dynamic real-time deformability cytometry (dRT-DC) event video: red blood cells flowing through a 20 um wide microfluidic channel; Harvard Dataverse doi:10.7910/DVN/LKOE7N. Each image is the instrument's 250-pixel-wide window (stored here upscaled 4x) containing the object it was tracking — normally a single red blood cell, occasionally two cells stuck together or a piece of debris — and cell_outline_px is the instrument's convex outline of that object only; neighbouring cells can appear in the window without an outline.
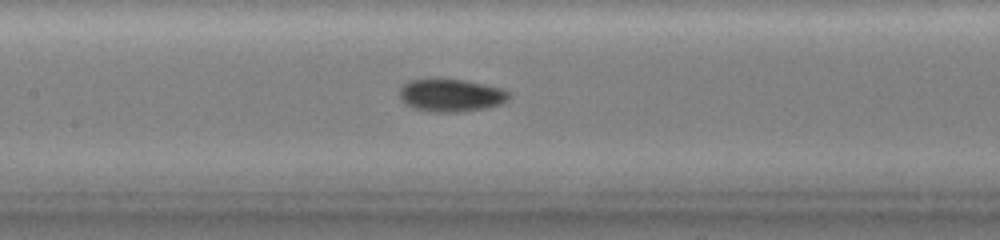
{"species": "common noctule bat (a hibernating species)", "species_latin": "Nyctalus noctula", "temperature_condition": "warm", "stored_images_in_passage": 69, "camera_frame_rate_fps": 3000, "um_per_image_px": 0.085, "animal": {"sex": "female", "body_mass_g": 19.0, "forearm_length_mm": 51.5}, "frame": {"image": 1, "passage_image": 29, "time_ms": 8.667, "image_size_px": [1000, 240], "cell_outline_px": [[508, 96], [500, 104], [480, 108], [452, 112], [436, 112], [416, 108], [408, 104], [404, 100], [400, 92], [404, 84], [412, 80], [460, 80], [500, 88], [508, 92]], "centroid_in_image_um": [38.32, 8.1], "position_along_channel_um": 169.1, "area_um2": 19.54}}
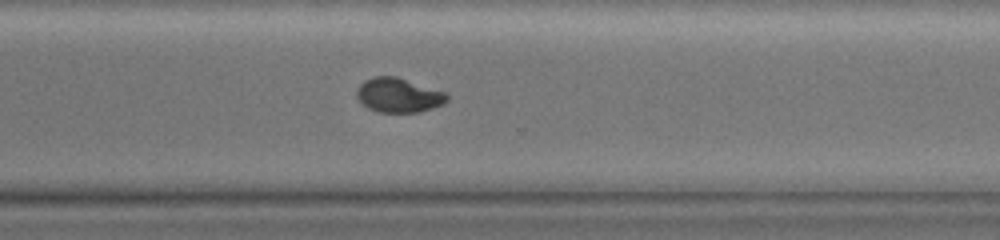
{"frame": {"image": 2, "passage_image": 49, "time_ms": 13.333, "image_size_px": [1000, 240], "cell_outline_px": [[448, 100], [444, 104], [432, 108], [416, 112], [376, 112], [368, 108], [356, 96], [356, 88], [364, 80], [372, 76], [396, 76], [448, 92]], "centroid_in_image_um": [33.89, 8.07], "position_along_channel_um": 336.7, "area_um2": 18.32}}
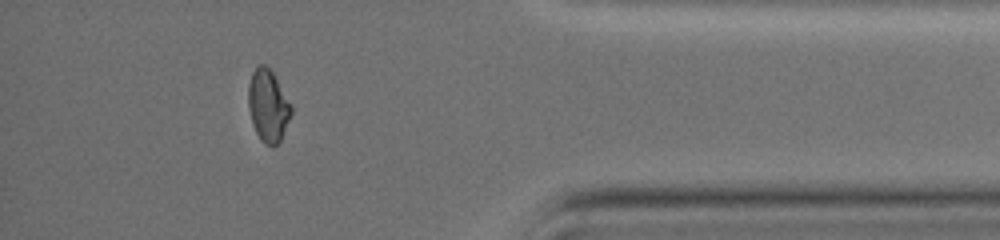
{"frame": {"image": 3, "passage_image": 60, "time_ms": 16.0, "image_size_px": [1000, 240], "cell_outline_px": [[292, 112], [280, 140], [272, 148], [264, 144], [260, 140], [252, 124], [248, 108], [248, 84], [252, 72], [260, 64], [264, 64], [272, 72], [292, 104]], "centroid_in_image_um": [22.77, 9.0], "position_along_channel_um": 412.4, "area_um2": 18.09}, "authors_computed_cell_mechanics": {"area_um2": 18.6116, "velocity_mm_per_s": 3.6037, "shape_relaxation_time_tau1_ms": 6.297, "shape_relaxation_time_tau2_ms": null, "deformation_change_tau1": 0.1799, "deformation_change_tau2": null}}